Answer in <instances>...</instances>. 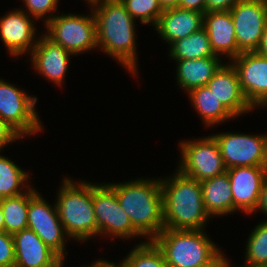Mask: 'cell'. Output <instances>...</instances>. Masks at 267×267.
<instances>
[{"label":"cell","mask_w":267,"mask_h":267,"mask_svg":"<svg viewBox=\"0 0 267 267\" xmlns=\"http://www.w3.org/2000/svg\"><path fill=\"white\" fill-rule=\"evenodd\" d=\"M203 27L208 33L211 48L215 55L224 60L228 58L230 62L241 53L236 43L230 11L206 12Z\"/></svg>","instance_id":"20"},{"label":"cell","mask_w":267,"mask_h":267,"mask_svg":"<svg viewBox=\"0 0 267 267\" xmlns=\"http://www.w3.org/2000/svg\"><path fill=\"white\" fill-rule=\"evenodd\" d=\"M216 139L224 165L232 167H267L266 134H246L238 132L211 133Z\"/></svg>","instance_id":"10"},{"label":"cell","mask_w":267,"mask_h":267,"mask_svg":"<svg viewBox=\"0 0 267 267\" xmlns=\"http://www.w3.org/2000/svg\"><path fill=\"white\" fill-rule=\"evenodd\" d=\"M155 178L138 177L127 182L108 183L144 241L153 240L164 230L160 177Z\"/></svg>","instance_id":"2"},{"label":"cell","mask_w":267,"mask_h":267,"mask_svg":"<svg viewBox=\"0 0 267 267\" xmlns=\"http://www.w3.org/2000/svg\"><path fill=\"white\" fill-rule=\"evenodd\" d=\"M207 86L224 107L235 117L253 112V107L245 98L236 69L231 62H223Z\"/></svg>","instance_id":"17"},{"label":"cell","mask_w":267,"mask_h":267,"mask_svg":"<svg viewBox=\"0 0 267 267\" xmlns=\"http://www.w3.org/2000/svg\"><path fill=\"white\" fill-rule=\"evenodd\" d=\"M84 1L87 2L88 5L91 7V6H93L94 4H97V3H99V2H101V1H103V0H84Z\"/></svg>","instance_id":"43"},{"label":"cell","mask_w":267,"mask_h":267,"mask_svg":"<svg viewBox=\"0 0 267 267\" xmlns=\"http://www.w3.org/2000/svg\"><path fill=\"white\" fill-rule=\"evenodd\" d=\"M0 232H5L4 216L1 205H0Z\"/></svg>","instance_id":"42"},{"label":"cell","mask_w":267,"mask_h":267,"mask_svg":"<svg viewBox=\"0 0 267 267\" xmlns=\"http://www.w3.org/2000/svg\"><path fill=\"white\" fill-rule=\"evenodd\" d=\"M15 248L14 267H58L64 260L31 229L12 235Z\"/></svg>","instance_id":"18"},{"label":"cell","mask_w":267,"mask_h":267,"mask_svg":"<svg viewBox=\"0 0 267 267\" xmlns=\"http://www.w3.org/2000/svg\"><path fill=\"white\" fill-rule=\"evenodd\" d=\"M178 144L181 157L176 169L182 174L201 182L227 171L219 145L212 134L193 140H180Z\"/></svg>","instance_id":"9"},{"label":"cell","mask_w":267,"mask_h":267,"mask_svg":"<svg viewBox=\"0 0 267 267\" xmlns=\"http://www.w3.org/2000/svg\"><path fill=\"white\" fill-rule=\"evenodd\" d=\"M37 191L32 184L20 195L0 199L6 233L13 235L27 229L29 201Z\"/></svg>","instance_id":"24"},{"label":"cell","mask_w":267,"mask_h":267,"mask_svg":"<svg viewBox=\"0 0 267 267\" xmlns=\"http://www.w3.org/2000/svg\"><path fill=\"white\" fill-rule=\"evenodd\" d=\"M92 201L97 223V236L130 239L143 238L132 226L122 209L116 192L107 183H92Z\"/></svg>","instance_id":"8"},{"label":"cell","mask_w":267,"mask_h":267,"mask_svg":"<svg viewBox=\"0 0 267 267\" xmlns=\"http://www.w3.org/2000/svg\"><path fill=\"white\" fill-rule=\"evenodd\" d=\"M178 8L206 13V0H180Z\"/></svg>","instance_id":"34"},{"label":"cell","mask_w":267,"mask_h":267,"mask_svg":"<svg viewBox=\"0 0 267 267\" xmlns=\"http://www.w3.org/2000/svg\"><path fill=\"white\" fill-rule=\"evenodd\" d=\"M90 12V13H89ZM87 14L61 13L45 24L43 33L74 56L95 51L96 21L92 9Z\"/></svg>","instance_id":"6"},{"label":"cell","mask_w":267,"mask_h":267,"mask_svg":"<svg viewBox=\"0 0 267 267\" xmlns=\"http://www.w3.org/2000/svg\"><path fill=\"white\" fill-rule=\"evenodd\" d=\"M206 212L213 218L233 215V195L227 172L200 182Z\"/></svg>","instance_id":"22"},{"label":"cell","mask_w":267,"mask_h":267,"mask_svg":"<svg viewBox=\"0 0 267 267\" xmlns=\"http://www.w3.org/2000/svg\"><path fill=\"white\" fill-rule=\"evenodd\" d=\"M239 0H206V12L230 11Z\"/></svg>","instance_id":"33"},{"label":"cell","mask_w":267,"mask_h":267,"mask_svg":"<svg viewBox=\"0 0 267 267\" xmlns=\"http://www.w3.org/2000/svg\"><path fill=\"white\" fill-rule=\"evenodd\" d=\"M243 259L251 265L267 266V222L260 221L249 234Z\"/></svg>","instance_id":"28"},{"label":"cell","mask_w":267,"mask_h":267,"mask_svg":"<svg viewBox=\"0 0 267 267\" xmlns=\"http://www.w3.org/2000/svg\"><path fill=\"white\" fill-rule=\"evenodd\" d=\"M64 262L65 261H63L58 267H64ZM81 267V266H80Z\"/></svg>","instance_id":"44"},{"label":"cell","mask_w":267,"mask_h":267,"mask_svg":"<svg viewBox=\"0 0 267 267\" xmlns=\"http://www.w3.org/2000/svg\"><path fill=\"white\" fill-rule=\"evenodd\" d=\"M29 177L26 169L20 168L0 152V199L26 192L32 186Z\"/></svg>","instance_id":"26"},{"label":"cell","mask_w":267,"mask_h":267,"mask_svg":"<svg viewBox=\"0 0 267 267\" xmlns=\"http://www.w3.org/2000/svg\"><path fill=\"white\" fill-rule=\"evenodd\" d=\"M133 249L121 259L123 267H168L161 249L153 240L133 245Z\"/></svg>","instance_id":"27"},{"label":"cell","mask_w":267,"mask_h":267,"mask_svg":"<svg viewBox=\"0 0 267 267\" xmlns=\"http://www.w3.org/2000/svg\"><path fill=\"white\" fill-rule=\"evenodd\" d=\"M255 52L261 56L267 58V25L264 29V32L261 37L260 44L258 48L255 50Z\"/></svg>","instance_id":"37"},{"label":"cell","mask_w":267,"mask_h":267,"mask_svg":"<svg viewBox=\"0 0 267 267\" xmlns=\"http://www.w3.org/2000/svg\"><path fill=\"white\" fill-rule=\"evenodd\" d=\"M203 267H228L227 254L225 256L223 252L214 262Z\"/></svg>","instance_id":"38"},{"label":"cell","mask_w":267,"mask_h":267,"mask_svg":"<svg viewBox=\"0 0 267 267\" xmlns=\"http://www.w3.org/2000/svg\"><path fill=\"white\" fill-rule=\"evenodd\" d=\"M174 172L169 177H160L164 229H206L207 222L212 219L204 207L200 181L178 169Z\"/></svg>","instance_id":"3"},{"label":"cell","mask_w":267,"mask_h":267,"mask_svg":"<svg viewBox=\"0 0 267 267\" xmlns=\"http://www.w3.org/2000/svg\"><path fill=\"white\" fill-rule=\"evenodd\" d=\"M223 61L217 55L200 59L175 60L178 87L189 93L192 89L206 86Z\"/></svg>","instance_id":"21"},{"label":"cell","mask_w":267,"mask_h":267,"mask_svg":"<svg viewBox=\"0 0 267 267\" xmlns=\"http://www.w3.org/2000/svg\"><path fill=\"white\" fill-rule=\"evenodd\" d=\"M81 267H123L121 261L119 263L110 262V260H104L102 258L95 259V262L92 261V263L89 265H83Z\"/></svg>","instance_id":"36"},{"label":"cell","mask_w":267,"mask_h":267,"mask_svg":"<svg viewBox=\"0 0 267 267\" xmlns=\"http://www.w3.org/2000/svg\"><path fill=\"white\" fill-rule=\"evenodd\" d=\"M23 139L12 127L0 118V152L17 140Z\"/></svg>","instance_id":"32"},{"label":"cell","mask_w":267,"mask_h":267,"mask_svg":"<svg viewBox=\"0 0 267 267\" xmlns=\"http://www.w3.org/2000/svg\"><path fill=\"white\" fill-rule=\"evenodd\" d=\"M37 101L38 98L25 89L0 78V118L23 139L44 131L36 109Z\"/></svg>","instance_id":"7"},{"label":"cell","mask_w":267,"mask_h":267,"mask_svg":"<svg viewBox=\"0 0 267 267\" xmlns=\"http://www.w3.org/2000/svg\"><path fill=\"white\" fill-rule=\"evenodd\" d=\"M230 13L238 49L255 51L267 25V0H239Z\"/></svg>","instance_id":"12"},{"label":"cell","mask_w":267,"mask_h":267,"mask_svg":"<svg viewBox=\"0 0 267 267\" xmlns=\"http://www.w3.org/2000/svg\"><path fill=\"white\" fill-rule=\"evenodd\" d=\"M89 9L96 21L98 50L117 60L131 76L138 78L137 20L120 0H103Z\"/></svg>","instance_id":"1"},{"label":"cell","mask_w":267,"mask_h":267,"mask_svg":"<svg viewBox=\"0 0 267 267\" xmlns=\"http://www.w3.org/2000/svg\"><path fill=\"white\" fill-rule=\"evenodd\" d=\"M168 49L169 59L173 61L216 56L204 27L188 37L173 42Z\"/></svg>","instance_id":"25"},{"label":"cell","mask_w":267,"mask_h":267,"mask_svg":"<svg viewBox=\"0 0 267 267\" xmlns=\"http://www.w3.org/2000/svg\"><path fill=\"white\" fill-rule=\"evenodd\" d=\"M22 3L25 7L22 10L36 21L43 20L44 24L42 25L44 26L57 15L59 6V0H23Z\"/></svg>","instance_id":"30"},{"label":"cell","mask_w":267,"mask_h":267,"mask_svg":"<svg viewBox=\"0 0 267 267\" xmlns=\"http://www.w3.org/2000/svg\"><path fill=\"white\" fill-rule=\"evenodd\" d=\"M187 95L190 98L192 108L195 109L206 128L235 120V117L224 107L207 85L192 89Z\"/></svg>","instance_id":"23"},{"label":"cell","mask_w":267,"mask_h":267,"mask_svg":"<svg viewBox=\"0 0 267 267\" xmlns=\"http://www.w3.org/2000/svg\"><path fill=\"white\" fill-rule=\"evenodd\" d=\"M237 71L242 92L254 107L267 98V58L255 51L241 52L230 61Z\"/></svg>","instance_id":"16"},{"label":"cell","mask_w":267,"mask_h":267,"mask_svg":"<svg viewBox=\"0 0 267 267\" xmlns=\"http://www.w3.org/2000/svg\"><path fill=\"white\" fill-rule=\"evenodd\" d=\"M68 177L56 193L55 204L67 235L76 242H86L97 236V223L92 201V182Z\"/></svg>","instance_id":"4"},{"label":"cell","mask_w":267,"mask_h":267,"mask_svg":"<svg viewBox=\"0 0 267 267\" xmlns=\"http://www.w3.org/2000/svg\"><path fill=\"white\" fill-rule=\"evenodd\" d=\"M128 13L141 24L155 26L163 13L159 0H120Z\"/></svg>","instance_id":"29"},{"label":"cell","mask_w":267,"mask_h":267,"mask_svg":"<svg viewBox=\"0 0 267 267\" xmlns=\"http://www.w3.org/2000/svg\"><path fill=\"white\" fill-rule=\"evenodd\" d=\"M27 228L33 230L46 245L65 261L66 249H68L66 248L67 240L70 237L59 219L55 202L50 204L38 191L29 201Z\"/></svg>","instance_id":"11"},{"label":"cell","mask_w":267,"mask_h":267,"mask_svg":"<svg viewBox=\"0 0 267 267\" xmlns=\"http://www.w3.org/2000/svg\"><path fill=\"white\" fill-rule=\"evenodd\" d=\"M35 21L19 7L0 16V40L12 58L30 54L36 46L39 36Z\"/></svg>","instance_id":"13"},{"label":"cell","mask_w":267,"mask_h":267,"mask_svg":"<svg viewBox=\"0 0 267 267\" xmlns=\"http://www.w3.org/2000/svg\"><path fill=\"white\" fill-rule=\"evenodd\" d=\"M258 211L261 215L263 213V215H265L264 217L267 216V177L263 182L259 202L253 214H256V212L258 213ZM263 221L267 222V219H263Z\"/></svg>","instance_id":"35"},{"label":"cell","mask_w":267,"mask_h":267,"mask_svg":"<svg viewBox=\"0 0 267 267\" xmlns=\"http://www.w3.org/2000/svg\"><path fill=\"white\" fill-rule=\"evenodd\" d=\"M205 230L164 229L153 241L161 249L168 267H203L224 252Z\"/></svg>","instance_id":"5"},{"label":"cell","mask_w":267,"mask_h":267,"mask_svg":"<svg viewBox=\"0 0 267 267\" xmlns=\"http://www.w3.org/2000/svg\"><path fill=\"white\" fill-rule=\"evenodd\" d=\"M228 267H233L232 266V263H231V260L229 259L228 257ZM235 267V266H234ZM236 267H267V266H260V265H251V264H248L246 262H243L242 265L240 266H236Z\"/></svg>","instance_id":"41"},{"label":"cell","mask_w":267,"mask_h":267,"mask_svg":"<svg viewBox=\"0 0 267 267\" xmlns=\"http://www.w3.org/2000/svg\"><path fill=\"white\" fill-rule=\"evenodd\" d=\"M180 0H159L163 10L178 7Z\"/></svg>","instance_id":"39"},{"label":"cell","mask_w":267,"mask_h":267,"mask_svg":"<svg viewBox=\"0 0 267 267\" xmlns=\"http://www.w3.org/2000/svg\"><path fill=\"white\" fill-rule=\"evenodd\" d=\"M204 13L178 7L163 10L154 30L169 46L203 28Z\"/></svg>","instance_id":"19"},{"label":"cell","mask_w":267,"mask_h":267,"mask_svg":"<svg viewBox=\"0 0 267 267\" xmlns=\"http://www.w3.org/2000/svg\"><path fill=\"white\" fill-rule=\"evenodd\" d=\"M15 248L11 234L0 232V267H14Z\"/></svg>","instance_id":"31"},{"label":"cell","mask_w":267,"mask_h":267,"mask_svg":"<svg viewBox=\"0 0 267 267\" xmlns=\"http://www.w3.org/2000/svg\"><path fill=\"white\" fill-rule=\"evenodd\" d=\"M226 172L233 195V214L239 211L252 216L259 202L263 182L267 177V167H232Z\"/></svg>","instance_id":"14"},{"label":"cell","mask_w":267,"mask_h":267,"mask_svg":"<svg viewBox=\"0 0 267 267\" xmlns=\"http://www.w3.org/2000/svg\"><path fill=\"white\" fill-rule=\"evenodd\" d=\"M40 34L36 46L28 55L31 67L36 74L56 84L57 87H61L68 73L70 59L74 55L61 45L54 43L44 33L40 32Z\"/></svg>","instance_id":"15"},{"label":"cell","mask_w":267,"mask_h":267,"mask_svg":"<svg viewBox=\"0 0 267 267\" xmlns=\"http://www.w3.org/2000/svg\"><path fill=\"white\" fill-rule=\"evenodd\" d=\"M259 108V110L260 109H267V98L266 99H263V100H261L260 102H258L254 107H253V109H258ZM265 134H266V136H267V133L266 132H264Z\"/></svg>","instance_id":"40"}]
</instances>
